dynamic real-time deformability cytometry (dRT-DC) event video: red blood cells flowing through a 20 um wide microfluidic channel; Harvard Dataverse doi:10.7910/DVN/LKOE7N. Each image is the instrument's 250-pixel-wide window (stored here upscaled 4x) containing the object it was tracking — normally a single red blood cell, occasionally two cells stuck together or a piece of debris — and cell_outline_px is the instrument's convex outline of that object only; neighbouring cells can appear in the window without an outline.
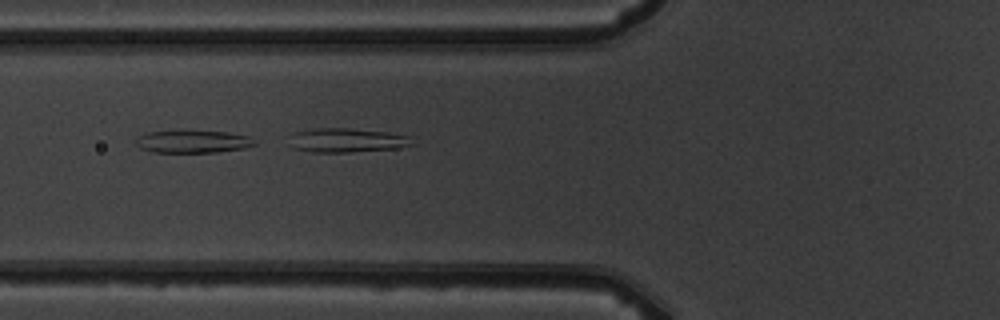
{"species": "common noctule bat (a hibernating species)", "species_latin": "Nyctalus noctula", "temperature_condition": "warm", "stored_images_in_passage": 6, "segment_of_instrument_passage": [2, 2], "camera_frame_rate_fps": 3000, "um_per_image_px": 0.085, "animal": {"sex": "male", "body_mass_g": 19.5, "forearm_length_mm": 54.6}, "frame": {"image": 1, "passage_image": 6, "time_ms": 5.667, "image_size_px": [1000, 320], "cell_outline_px": [[416, 144], [396, 148], [348, 152], [312, 152], [292, 148], [292, 136], [296, 132], [312, 128], [348, 128], [384, 132], [408, 136]], "centroid_in_image_um": [29.49, 11.92], "position_along_channel_um": 96.3, "area_um2": 16.99}}